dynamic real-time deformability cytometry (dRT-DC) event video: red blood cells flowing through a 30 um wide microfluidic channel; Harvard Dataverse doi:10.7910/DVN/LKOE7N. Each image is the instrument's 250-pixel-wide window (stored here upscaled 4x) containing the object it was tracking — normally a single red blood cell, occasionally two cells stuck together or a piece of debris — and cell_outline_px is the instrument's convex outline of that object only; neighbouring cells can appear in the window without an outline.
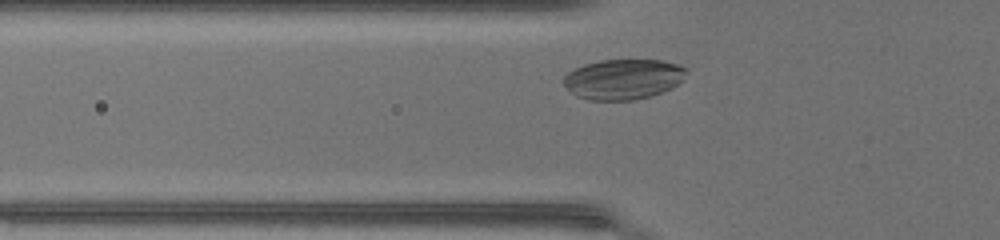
{"species": "common noctule bat (a hibernating species)", "species_latin": "Nyctalus noctula", "temperature_condition": "warm", "stored_images_in_passage": 27, "camera_frame_rate_fps": 3000, "um_per_image_px": 0.085, "animal": {"sex": "female", "body_mass_g": 17.0, "forearm_length_mm": 48.0}, "frame": {"image": 1, "passage_image": 4, "time_ms": 1.0, "image_size_px": [1000, 240], "cell_outline_px": [[688, 72], [684, 80], [672, 88], [636, 100], [588, 100], [576, 96], [560, 80], [568, 72], [584, 64], [600, 60], [660, 60], [676, 64], [688, 68]], "centroid_in_image_um": [52.98, 6.73], "position_along_channel_um": 72.8, "area_um2": 28.96}}
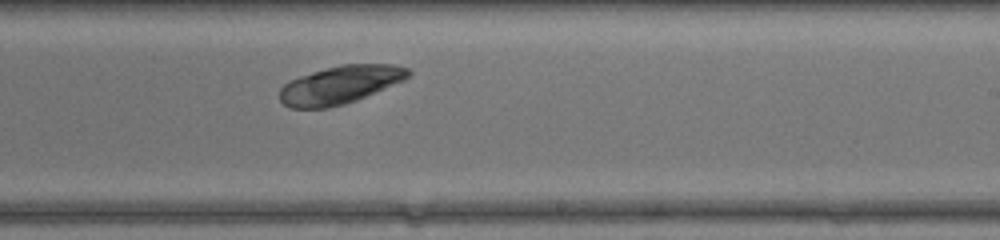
{"frame": {"image": 2, "passage_image": 17, "time_ms": 5.333, "image_size_px": [1000, 240], "cell_outline_px": [[412, 72], [404, 80], [356, 100], [344, 104], [328, 108], [288, 108], [280, 100], [280, 88], [284, 84], [300, 76], [312, 72], [340, 64], [392, 64], [408, 68]], "centroid_in_image_um": [28.9, 7.21], "position_along_channel_um": 260.1, "area_um2": 28.32}}
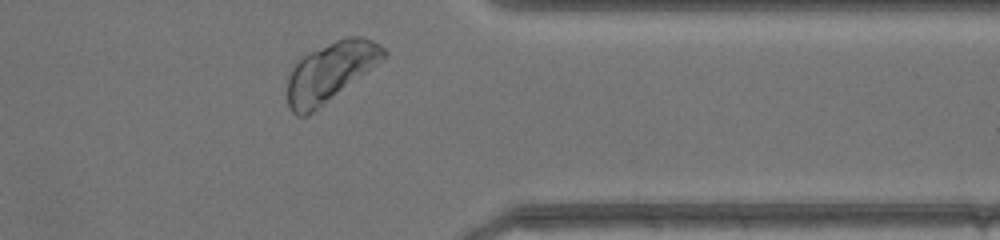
{"frame": {"image": 3, "passage_image": 26, "time_ms": 8.333, "image_size_px": [1000, 240], "cell_outline_px": [[388, 52], [376, 64], [308, 116], [296, 116], [292, 112], [288, 104], [288, 72], [292, 64], [300, 56], [344, 36], [364, 36], [380, 44]], "centroid_in_image_um": [28.02, 6.08], "position_along_channel_um": 383.4, "area_um2": 33.06}, "authors_computed_cell_mechanics": {"area_um2": 28.5532, "velocity_mm_per_s": 4.3174, "shape_relaxation_time_tau1_ms": 1.408, "shape_relaxation_time_tau2_ms": null, "deformation_change_tau1": 0.0209, "deformation_change_tau2": null}}